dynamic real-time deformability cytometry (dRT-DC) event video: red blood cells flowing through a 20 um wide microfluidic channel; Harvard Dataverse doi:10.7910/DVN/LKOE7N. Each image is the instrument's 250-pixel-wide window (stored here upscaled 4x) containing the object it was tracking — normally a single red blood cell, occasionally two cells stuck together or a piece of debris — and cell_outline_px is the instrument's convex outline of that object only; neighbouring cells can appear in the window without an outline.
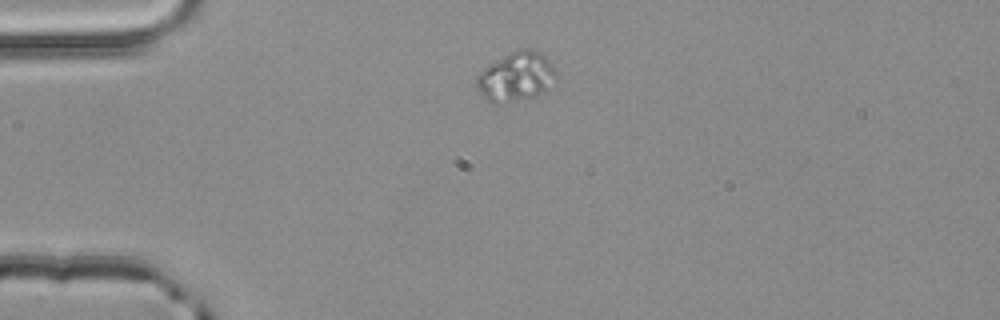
{"species": "common noctule bat (a hibernating species)", "species_latin": "Nyctalus noctula", "temperature_condition": "room temperature", "stored_images_in_passage": 2, "camera_frame_rate_fps": 3000, "um_per_image_px": 0.085, "animal": {"sex": "male", "body_mass_g": 20.4}, "frame": {"image": 1, "passage_image": 1, "time_ms": 0.0, "image_size_px": [1000, 320], "cell_outline_px": [[556, 76], [544, 92], [532, 96], [496, 104], [488, 100], [476, 88], [476, 76], [488, 64], [520, 48], [532, 48], [540, 52], [552, 64]], "centroid_in_image_um": [43.84, 6.49], "position_along_channel_um": 41.2, "area_um2": 22.37}}
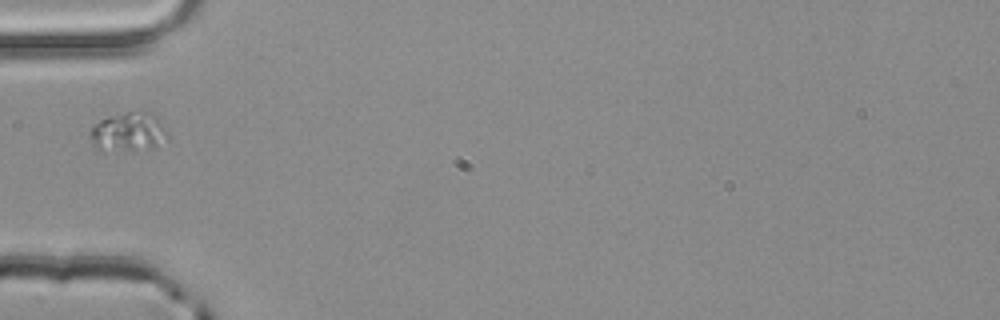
{"frame": {"image": 2, "passage_image": 2, "time_ms": 0.333, "image_size_px": [1000, 320], "cell_outline_px": [[164, 132], [156, 144], [152, 148], [100, 152], [92, 144], [92, 124], [108, 116], [128, 112], [152, 112], [160, 116]], "centroid_in_image_um": [10.82, 11.2], "position_along_channel_um": 74.2, "area_um2": 17.17}}